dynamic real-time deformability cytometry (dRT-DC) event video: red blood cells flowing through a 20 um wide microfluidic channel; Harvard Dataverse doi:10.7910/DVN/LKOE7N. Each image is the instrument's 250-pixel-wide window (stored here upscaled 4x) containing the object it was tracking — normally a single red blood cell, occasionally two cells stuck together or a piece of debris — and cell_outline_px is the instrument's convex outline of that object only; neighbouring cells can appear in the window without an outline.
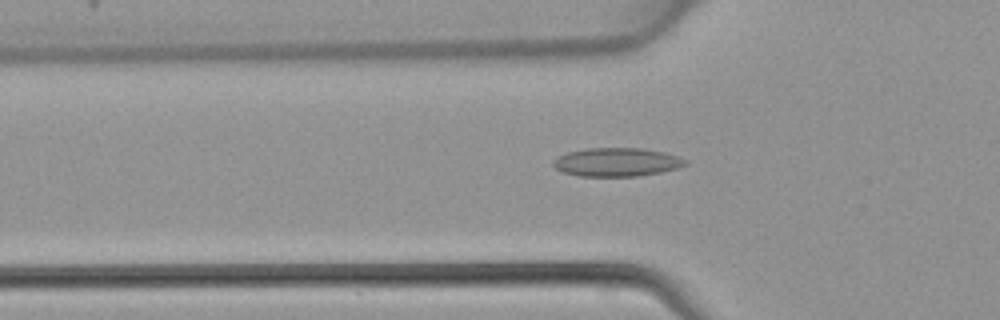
{"species": "common noctule bat (a hibernating species)", "species_latin": "Nyctalus noctula", "temperature_condition": "warm", "stored_images_in_passage": 44, "camera_frame_rate_fps": 3000, "um_per_image_px": 0.085, "animal": {"sex": "female", "body_mass_g": 22.7, "forearm_length_mm": 54.2}, "frame": {"image": 1, "passage_image": 14, "time_ms": 4.333, "image_size_px": [1000, 320], "cell_outline_px": [[688, 164], [676, 168], [660, 172], [636, 176], [580, 176], [564, 172], [556, 168], [552, 164], [552, 160], [556, 156], [568, 152], [588, 148], [644, 148], [664, 152], [688, 160]], "centroid_in_image_um": [52.41, 13.77], "position_along_channel_um": 73.4, "area_um2": 21.96}}
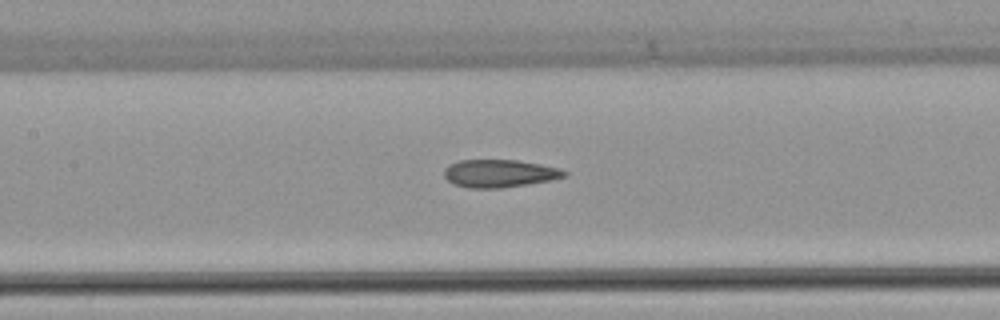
{"frame": {"image": 2, "passage_image": 20, "time_ms": 6.333, "image_size_px": [1000, 320], "cell_outline_px": [[568, 176], [552, 180], [528, 184], [496, 188], [468, 188], [452, 184], [444, 176], [444, 168], [460, 160], [516, 160], [540, 164], [560, 168], [568, 172]], "centroid_in_image_um": [42.48, 14.74], "position_along_channel_um": 164.9, "area_um2": 19.48}}
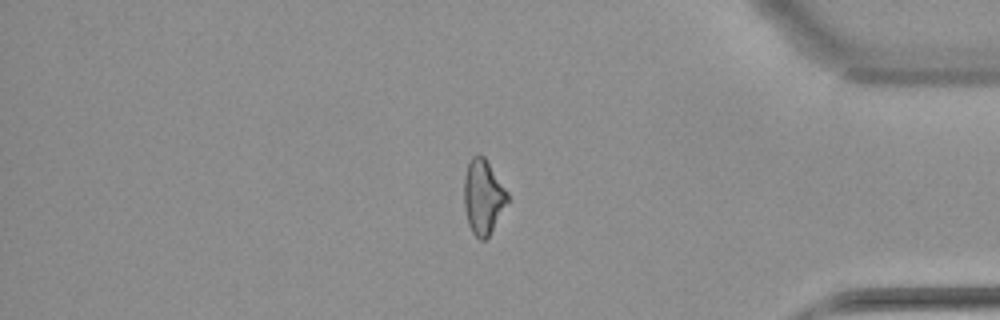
{"frame": {"image": 3, "passage_image": 37, "time_ms": 12.0, "image_size_px": [1000, 320], "cell_outline_px": [[508, 200], [488, 236], [484, 240], [480, 240], [472, 232], [468, 224], [464, 204], [464, 176], [468, 160], [476, 152], [480, 152], [484, 156], [508, 192]], "centroid_in_image_um": [41.04, 16.66], "position_along_channel_um": 394.2, "area_um2": 18.84}}